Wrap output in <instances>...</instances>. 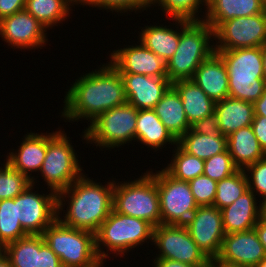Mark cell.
Listing matches in <instances>:
<instances>
[{
    "label": "cell",
    "mask_w": 266,
    "mask_h": 267,
    "mask_svg": "<svg viewBox=\"0 0 266 267\" xmlns=\"http://www.w3.org/2000/svg\"><path fill=\"white\" fill-rule=\"evenodd\" d=\"M68 139L69 136L61 128L48 133L47 152L39 172L49 191L56 194L67 189L83 175L78 155Z\"/></svg>",
    "instance_id": "ba28073f"
},
{
    "label": "cell",
    "mask_w": 266,
    "mask_h": 267,
    "mask_svg": "<svg viewBox=\"0 0 266 267\" xmlns=\"http://www.w3.org/2000/svg\"><path fill=\"white\" fill-rule=\"evenodd\" d=\"M248 190L249 187L245 173L243 169H239L233 175L217 182L213 206L221 210L231 205Z\"/></svg>",
    "instance_id": "d6a6232c"
},
{
    "label": "cell",
    "mask_w": 266,
    "mask_h": 267,
    "mask_svg": "<svg viewBox=\"0 0 266 267\" xmlns=\"http://www.w3.org/2000/svg\"><path fill=\"white\" fill-rule=\"evenodd\" d=\"M223 60L229 82V97L254 103L266 87L262 47L215 51Z\"/></svg>",
    "instance_id": "277c9868"
},
{
    "label": "cell",
    "mask_w": 266,
    "mask_h": 267,
    "mask_svg": "<svg viewBox=\"0 0 266 267\" xmlns=\"http://www.w3.org/2000/svg\"><path fill=\"white\" fill-rule=\"evenodd\" d=\"M26 0H0V20L25 9Z\"/></svg>",
    "instance_id": "ee69618b"
},
{
    "label": "cell",
    "mask_w": 266,
    "mask_h": 267,
    "mask_svg": "<svg viewBox=\"0 0 266 267\" xmlns=\"http://www.w3.org/2000/svg\"><path fill=\"white\" fill-rule=\"evenodd\" d=\"M42 236L63 267H99L104 263L97 255L92 232L68 227L56 219Z\"/></svg>",
    "instance_id": "52a82bcc"
},
{
    "label": "cell",
    "mask_w": 266,
    "mask_h": 267,
    "mask_svg": "<svg viewBox=\"0 0 266 267\" xmlns=\"http://www.w3.org/2000/svg\"><path fill=\"white\" fill-rule=\"evenodd\" d=\"M249 190L257 197L266 199V157L248 165L243 169ZM251 179V180H250Z\"/></svg>",
    "instance_id": "ab89813d"
},
{
    "label": "cell",
    "mask_w": 266,
    "mask_h": 267,
    "mask_svg": "<svg viewBox=\"0 0 266 267\" xmlns=\"http://www.w3.org/2000/svg\"><path fill=\"white\" fill-rule=\"evenodd\" d=\"M260 202V218L266 223V199Z\"/></svg>",
    "instance_id": "681fc988"
},
{
    "label": "cell",
    "mask_w": 266,
    "mask_h": 267,
    "mask_svg": "<svg viewBox=\"0 0 266 267\" xmlns=\"http://www.w3.org/2000/svg\"><path fill=\"white\" fill-rule=\"evenodd\" d=\"M153 267H195L194 265L164 258H154Z\"/></svg>",
    "instance_id": "f6af8a7d"
},
{
    "label": "cell",
    "mask_w": 266,
    "mask_h": 267,
    "mask_svg": "<svg viewBox=\"0 0 266 267\" xmlns=\"http://www.w3.org/2000/svg\"><path fill=\"white\" fill-rule=\"evenodd\" d=\"M192 80L215 103L229 97L227 69L216 52L199 65Z\"/></svg>",
    "instance_id": "ffe728a7"
},
{
    "label": "cell",
    "mask_w": 266,
    "mask_h": 267,
    "mask_svg": "<svg viewBox=\"0 0 266 267\" xmlns=\"http://www.w3.org/2000/svg\"><path fill=\"white\" fill-rule=\"evenodd\" d=\"M177 29L173 30L169 26L161 25H145L141 29L140 35L138 36L141 42L146 48L155 53L158 57L162 58L167 62L176 52L180 33L182 32V19L171 18ZM169 27V28H168ZM180 27V28H179ZM179 28V29H178Z\"/></svg>",
    "instance_id": "603a6c76"
},
{
    "label": "cell",
    "mask_w": 266,
    "mask_h": 267,
    "mask_svg": "<svg viewBox=\"0 0 266 267\" xmlns=\"http://www.w3.org/2000/svg\"><path fill=\"white\" fill-rule=\"evenodd\" d=\"M45 243L42 235H27L5 245L12 267H37V251Z\"/></svg>",
    "instance_id": "4dcf8cb0"
},
{
    "label": "cell",
    "mask_w": 266,
    "mask_h": 267,
    "mask_svg": "<svg viewBox=\"0 0 266 267\" xmlns=\"http://www.w3.org/2000/svg\"><path fill=\"white\" fill-rule=\"evenodd\" d=\"M195 267H217V259L208 258L204 263L196 265Z\"/></svg>",
    "instance_id": "c3c4849f"
},
{
    "label": "cell",
    "mask_w": 266,
    "mask_h": 267,
    "mask_svg": "<svg viewBox=\"0 0 266 267\" xmlns=\"http://www.w3.org/2000/svg\"><path fill=\"white\" fill-rule=\"evenodd\" d=\"M142 175L123 183L114 180L113 209L157 227L161 224V215L156 172L148 170Z\"/></svg>",
    "instance_id": "8992f818"
},
{
    "label": "cell",
    "mask_w": 266,
    "mask_h": 267,
    "mask_svg": "<svg viewBox=\"0 0 266 267\" xmlns=\"http://www.w3.org/2000/svg\"><path fill=\"white\" fill-rule=\"evenodd\" d=\"M47 30L25 9L0 20V37L13 49L33 50L45 46Z\"/></svg>",
    "instance_id": "9a60e30c"
},
{
    "label": "cell",
    "mask_w": 266,
    "mask_h": 267,
    "mask_svg": "<svg viewBox=\"0 0 266 267\" xmlns=\"http://www.w3.org/2000/svg\"><path fill=\"white\" fill-rule=\"evenodd\" d=\"M171 162L164 169L175 179L187 181L200 176L204 172V160L185 152L178 144Z\"/></svg>",
    "instance_id": "1f68e13d"
},
{
    "label": "cell",
    "mask_w": 266,
    "mask_h": 267,
    "mask_svg": "<svg viewBox=\"0 0 266 267\" xmlns=\"http://www.w3.org/2000/svg\"><path fill=\"white\" fill-rule=\"evenodd\" d=\"M27 235L17 219L16 197L0 200V241L7 245Z\"/></svg>",
    "instance_id": "836d02e7"
},
{
    "label": "cell",
    "mask_w": 266,
    "mask_h": 267,
    "mask_svg": "<svg viewBox=\"0 0 266 267\" xmlns=\"http://www.w3.org/2000/svg\"><path fill=\"white\" fill-rule=\"evenodd\" d=\"M0 267H12L9 258L5 254L0 258Z\"/></svg>",
    "instance_id": "816d5d0a"
},
{
    "label": "cell",
    "mask_w": 266,
    "mask_h": 267,
    "mask_svg": "<svg viewBox=\"0 0 266 267\" xmlns=\"http://www.w3.org/2000/svg\"><path fill=\"white\" fill-rule=\"evenodd\" d=\"M153 231L154 226L146 220L127 216L113 209L95 234L97 255L104 263L111 252L121 258L132 248L143 245L148 240L153 243ZM104 247L108 249L106 252L103 251Z\"/></svg>",
    "instance_id": "5b68a950"
},
{
    "label": "cell",
    "mask_w": 266,
    "mask_h": 267,
    "mask_svg": "<svg viewBox=\"0 0 266 267\" xmlns=\"http://www.w3.org/2000/svg\"><path fill=\"white\" fill-rule=\"evenodd\" d=\"M81 3V4H80ZM152 0H79L80 6H93L102 10L114 11L115 13H126L148 10L152 6Z\"/></svg>",
    "instance_id": "74e56055"
},
{
    "label": "cell",
    "mask_w": 266,
    "mask_h": 267,
    "mask_svg": "<svg viewBox=\"0 0 266 267\" xmlns=\"http://www.w3.org/2000/svg\"><path fill=\"white\" fill-rule=\"evenodd\" d=\"M262 4L264 5L265 9H266V0H261Z\"/></svg>",
    "instance_id": "9f6ffc18"
},
{
    "label": "cell",
    "mask_w": 266,
    "mask_h": 267,
    "mask_svg": "<svg viewBox=\"0 0 266 267\" xmlns=\"http://www.w3.org/2000/svg\"><path fill=\"white\" fill-rule=\"evenodd\" d=\"M153 242L152 244L159 249L156 258L170 259L194 266L208 259L184 225L160 224L154 227Z\"/></svg>",
    "instance_id": "4fadbf2b"
},
{
    "label": "cell",
    "mask_w": 266,
    "mask_h": 267,
    "mask_svg": "<svg viewBox=\"0 0 266 267\" xmlns=\"http://www.w3.org/2000/svg\"><path fill=\"white\" fill-rule=\"evenodd\" d=\"M254 116H264L266 117V87L264 88L261 97L254 103Z\"/></svg>",
    "instance_id": "bcb514c9"
},
{
    "label": "cell",
    "mask_w": 266,
    "mask_h": 267,
    "mask_svg": "<svg viewBox=\"0 0 266 267\" xmlns=\"http://www.w3.org/2000/svg\"><path fill=\"white\" fill-rule=\"evenodd\" d=\"M34 187V184H31L16 196L17 219L28 234L42 235L57 219V194L50 191L48 195H42L35 191Z\"/></svg>",
    "instance_id": "7c38bea8"
},
{
    "label": "cell",
    "mask_w": 266,
    "mask_h": 267,
    "mask_svg": "<svg viewBox=\"0 0 266 267\" xmlns=\"http://www.w3.org/2000/svg\"><path fill=\"white\" fill-rule=\"evenodd\" d=\"M214 40L215 51L266 45V11L222 22L214 30Z\"/></svg>",
    "instance_id": "8fae6325"
},
{
    "label": "cell",
    "mask_w": 266,
    "mask_h": 267,
    "mask_svg": "<svg viewBox=\"0 0 266 267\" xmlns=\"http://www.w3.org/2000/svg\"><path fill=\"white\" fill-rule=\"evenodd\" d=\"M217 267H238V266L227 265L217 260Z\"/></svg>",
    "instance_id": "11a10c76"
},
{
    "label": "cell",
    "mask_w": 266,
    "mask_h": 267,
    "mask_svg": "<svg viewBox=\"0 0 266 267\" xmlns=\"http://www.w3.org/2000/svg\"><path fill=\"white\" fill-rule=\"evenodd\" d=\"M31 184V179L14 169L4 160V164L2 163L0 167V200L14 199Z\"/></svg>",
    "instance_id": "d590c367"
},
{
    "label": "cell",
    "mask_w": 266,
    "mask_h": 267,
    "mask_svg": "<svg viewBox=\"0 0 266 267\" xmlns=\"http://www.w3.org/2000/svg\"><path fill=\"white\" fill-rule=\"evenodd\" d=\"M75 4L79 0H26L25 10L49 30L65 21Z\"/></svg>",
    "instance_id": "f1b7e54d"
},
{
    "label": "cell",
    "mask_w": 266,
    "mask_h": 267,
    "mask_svg": "<svg viewBox=\"0 0 266 267\" xmlns=\"http://www.w3.org/2000/svg\"><path fill=\"white\" fill-rule=\"evenodd\" d=\"M266 253L255 229L226 234L217 260L232 266L254 267Z\"/></svg>",
    "instance_id": "2e32d148"
},
{
    "label": "cell",
    "mask_w": 266,
    "mask_h": 267,
    "mask_svg": "<svg viewBox=\"0 0 266 267\" xmlns=\"http://www.w3.org/2000/svg\"><path fill=\"white\" fill-rule=\"evenodd\" d=\"M5 254V245L0 241V258Z\"/></svg>",
    "instance_id": "db71d44e"
},
{
    "label": "cell",
    "mask_w": 266,
    "mask_h": 267,
    "mask_svg": "<svg viewBox=\"0 0 266 267\" xmlns=\"http://www.w3.org/2000/svg\"><path fill=\"white\" fill-rule=\"evenodd\" d=\"M213 39L214 31L204 20L182 19L177 50L166 62L168 80H192L199 65L215 52Z\"/></svg>",
    "instance_id": "3957f363"
},
{
    "label": "cell",
    "mask_w": 266,
    "mask_h": 267,
    "mask_svg": "<svg viewBox=\"0 0 266 267\" xmlns=\"http://www.w3.org/2000/svg\"><path fill=\"white\" fill-rule=\"evenodd\" d=\"M135 141L152 147L154 152L166 144L177 145V139L160 121L153 109L138 110Z\"/></svg>",
    "instance_id": "d4e9b609"
},
{
    "label": "cell",
    "mask_w": 266,
    "mask_h": 267,
    "mask_svg": "<svg viewBox=\"0 0 266 267\" xmlns=\"http://www.w3.org/2000/svg\"><path fill=\"white\" fill-rule=\"evenodd\" d=\"M161 224L184 225L199 207L189 182L175 179L164 168L156 171Z\"/></svg>",
    "instance_id": "30bf717a"
},
{
    "label": "cell",
    "mask_w": 266,
    "mask_h": 267,
    "mask_svg": "<svg viewBox=\"0 0 266 267\" xmlns=\"http://www.w3.org/2000/svg\"><path fill=\"white\" fill-rule=\"evenodd\" d=\"M207 3L208 0H152L151 4L160 6L162 12L167 14L166 17L202 20L198 15L199 12H203L202 6H206L203 8L207 9Z\"/></svg>",
    "instance_id": "e575fe53"
},
{
    "label": "cell",
    "mask_w": 266,
    "mask_h": 267,
    "mask_svg": "<svg viewBox=\"0 0 266 267\" xmlns=\"http://www.w3.org/2000/svg\"><path fill=\"white\" fill-rule=\"evenodd\" d=\"M193 132L204 134V135H218L220 134L217 115L215 113L195 121L191 124L190 128Z\"/></svg>",
    "instance_id": "60d3db41"
},
{
    "label": "cell",
    "mask_w": 266,
    "mask_h": 267,
    "mask_svg": "<svg viewBox=\"0 0 266 267\" xmlns=\"http://www.w3.org/2000/svg\"><path fill=\"white\" fill-rule=\"evenodd\" d=\"M219 130L228 136L240 128L251 126L254 119V105L252 102L227 97L215 103Z\"/></svg>",
    "instance_id": "cb8c5ba5"
},
{
    "label": "cell",
    "mask_w": 266,
    "mask_h": 267,
    "mask_svg": "<svg viewBox=\"0 0 266 267\" xmlns=\"http://www.w3.org/2000/svg\"><path fill=\"white\" fill-rule=\"evenodd\" d=\"M47 144V131L40 134L30 132L24 136L17 151L9 152L5 160L14 169L31 179L35 185L37 179L31 173L40 171L47 152Z\"/></svg>",
    "instance_id": "d6986e66"
},
{
    "label": "cell",
    "mask_w": 266,
    "mask_h": 267,
    "mask_svg": "<svg viewBox=\"0 0 266 267\" xmlns=\"http://www.w3.org/2000/svg\"><path fill=\"white\" fill-rule=\"evenodd\" d=\"M238 170L228 150L204 160L203 174L216 182L233 175Z\"/></svg>",
    "instance_id": "8d00e7d4"
},
{
    "label": "cell",
    "mask_w": 266,
    "mask_h": 267,
    "mask_svg": "<svg viewBox=\"0 0 266 267\" xmlns=\"http://www.w3.org/2000/svg\"><path fill=\"white\" fill-rule=\"evenodd\" d=\"M71 85L61 114L68 122L84 118L91 123L103 112L126 102L123 79L110 62L81 75Z\"/></svg>",
    "instance_id": "6da1fadb"
},
{
    "label": "cell",
    "mask_w": 266,
    "mask_h": 267,
    "mask_svg": "<svg viewBox=\"0 0 266 267\" xmlns=\"http://www.w3.org/2000/svg\"><path fill=\"white\" fill-rule=\"evenodd\" d=\"M251 127L261 148L266 153V117L254 116Z\"/></svg>",
    "instance_id": "7bdbcfd3"
},
{
    "label": "cell",
    "mask_w": 266,
    "mask_h": 267,
    "mask_svg": "<svg viewBox=\"0 0 266 267\" xmlns=\"http://www.w3.org/2000/svg\"><path fill=\"white\" fill-rule=\"evenodd\" d=\"M227 150L239 169L266 157L251 126L240 128L228 135Z\"/></svg>",
    "instance_id": "484cf974"
},
{
    "label": "cell",
    "mask_w": 266,
    "mask_h": 267,
    "mask_svg": "<svg viewBox=\"0 0 266 267\" xmlns=\"http://www.w3.org/2000/svg\"><path fill=\"white\" fill-rule=\"evenodd\" d=\"M37 267H63L60 258L50 249L46 242L37 251Z\"/></svg>",
    "instance_id": "b9f144b4"
},
{
    "label": "cell",
    "mask_w": 266,
    "mask_h": 267,
    "mask_svg": "<svg viewBox=\"0 0 266 267\" xmlns=\"http://www.w3.org/2000/svg\"><path fill=\"white\" fill-rule=\"evenodd\" d=\"M85 175L57 194V219L68 227L96 234L113 210L114 180L102 185ZM66 198H70L68 205ZM66 205L67 211L63 210ZM62 211L64 216H59Z\"/></svg>",
    "instance_id": "7a4b0ae2"
},
{
    "label": "cell",
    "mask_w": 266,
    "mask_h": 267,
    "mask_svg": "<svg viewBox=\"0 0 266 267\" xmlns=\"http://www.w3.org/2000/svg\"><path fill=\"white\" fill-rule=\"evenodd\" d=\"M184 226L207 258H217L226 235L220 209L213 205L199 206Z\"/></svg>",
    "instance_id": "5bb4252c"
},
{
    "label": "cell",
    "mask_w": 266,
    "mask_h": 267,
    "mask_svg": "<svg viewBox=\"0 0 266 267\" xmlns=\"http://www.w3.org/2000/svg\"><path fill=\"white\" fill-rule=\"evenodd\" d=\"M172 87L180 95L189 124L215 111V102L193 80H179Z\"/></svg>",
    "instance_id": "4316f807"
},
{
    "label": "cell",
    "mask_w": 266,
    "mask_h": 267,
    "mask_svg": "<svg viewBox=\"0 0 266 267\" xmlns=\"http://www.w3.org/2000/svg\"><path fill=\"white\" fill-rule=\"evenodd\" d=\"M138 109L127 101L103 112L82 132L86 144L113 149L135 142Z\"/></svg>",
    "instance_id": "9c48e42d"
},
{
    "label": "cell",
    "mask_w": 266,
    "mask_h": 267,
    "mask_svg": "<svg viewBox=\"0 0 266 267\" xmlns=\"http://www.w3.org/2000/svg\"><path fill=\"white\" fill-rule=\"evenodd\" d=\"M177 144L187 153L206 160L227 150V136L204 135L189 129L178 140Z\"/></svg>",
    "instance_id": "f546056e"
},
{
    "label": "cell",
    "mask_w": 266,
    "mask_h": 267,
    "mask_svg": "<svg viewBox=\"0 0 266 267\" xmlns=\"http://www.w3.org/2000/svg\"><path fill=\"white\" fill-rule=\"evenodd\" d=\"M256 195L248 190L231 205L221 209L225 234L248 231L260 219V205Z\"/></svg>",
    "instance_id": "44dd1931"
},
{
    "label": "cell",
    "mask_w": 266,
    "mask_h": 267,
    "mask_svg": "<svg viewBox=\"0 0 266 267\" xmlns=\"http://www.w3.org/2000/svg\"><path fill=\"white\" fill-rule=\"evenodd\" d=\"M262 62H263V69H264V79L266 81V45L262 46Z\"/></svg>",
    "instance_id": "f907efd6"
},
{
    "label": "cell",
    "mask_w": 266,
    "mask_h": 267,
    "mask_svg": "<svg viewBox=\"0 0 266 267\" xmlns=\"http://www.w3.org/2000/svg\"><path fill=\"white\" fill-rule=\"evenodd\" d=\"M153 110L177 140L191 128L180 95L172 86Z\"/></svg>",
    "instance_id": "83f0119b"
},
{
    "label": "cell",
    "mask_w": 266,
    "mask_h": 267,
    "mask_svg": "<svg viewBox=\"0 0 266 267\" xmlns=\"http://www.w3.org/2000/svg\"><path fill=\"white\" fill-rule=\"evenodd\" d=\"M265 11L261 0H208L202 20L208 23L214 31L227 20L257 15Z\"/></svg>",
    "instance_id": "7402d4cb"
},
{
    "label": "cell",
    "mask_w": 266,
    "mask_h": 267,
    "mask_svg": "<svg viewBox=\"0 0 266 267\" xmlns=\"http://www.w3.org/2000/svg\"><path fill=\"white\" fill-rule=\"evenodd\" d=\"M109 61L120 73L167 77L166 62L141 42L113 50Z\"/></svg>",
    "instance_id": "e0dca14e"
},
{
    "label": "cell",
    "mask_w": 266,
    "mask_h": 267,
    "mask_svg": "<svg viewBox=\"0 0 266 267\" xmlns=\"http://www.w3.org/2000/svg\"><path fill=\"white\" fill-rule=\"evenodd\" d=\"M126 101L138 110L153 109L172 86L167 77L120 73Z\"/></svg>",
    "instance_id": "ac0fdd59"
},
{
    "label": "cell",
    "mask_w": 266,
    "mask_h": 267,
    "mask_svg": "<svg viewBox=\"0 0 266 267\" xmlns=\"http://www.w3.org/2000/svg\"><path fill=\"white\" fill-rule=\"evenodd\" d=\"M254 229L266 253V223L260 218L257 224L255 225Z\"/></svg>",
    "instance_id": "7dc6e473"
},
{
    "label": "cell",
    "mask_w": 266,
    "mask_h": 267,
    "mask_svg": "<svg viewBox=\"0 0 266 267\" xmlns=\"http://www.w3.org/2000/svg\"><path fill=\"white\" fill-rule=\"evenodd\" d=\"M254 267H266V256Z\"/></svg>",
    "instance_id": "f5cc1de1"
},
{
    "label": "cell",
    "mask_w": 266,
    "mask_h": 267,
    "mask_svg": "<svg viewBox=\"0 0 266 267\" xmlns=\"http://www.w3.org/2000/svg\"><path fill=\"white\" fill-rule=\"evenodd\" d=\"M190 190L198 206L213 205L217 182L202 174L189 181Z\"/></svg>",
    "instance_id": "f35d334b"
}]
</instances>
